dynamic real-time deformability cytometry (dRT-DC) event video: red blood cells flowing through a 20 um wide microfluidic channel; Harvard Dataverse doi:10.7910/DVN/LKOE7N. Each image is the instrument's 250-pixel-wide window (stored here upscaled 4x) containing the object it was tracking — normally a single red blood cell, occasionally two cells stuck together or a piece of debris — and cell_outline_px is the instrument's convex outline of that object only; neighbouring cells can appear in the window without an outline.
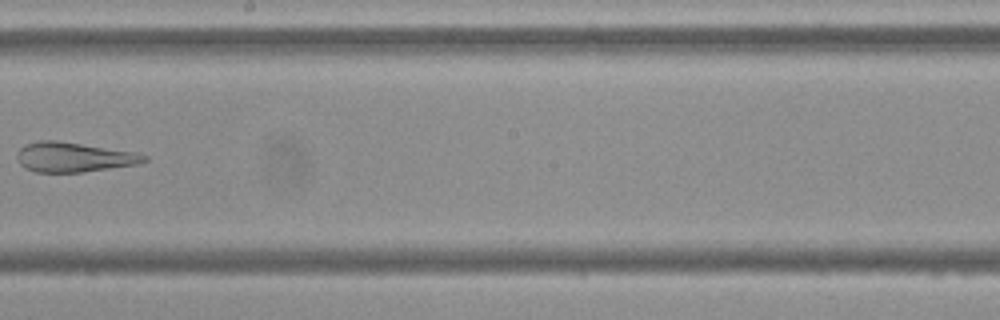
{"species": "Egyptian fruit bat (a non-hibernating species)", "species_latin": "Rousettus aegyptiacus", "temperature_condition": "cold", "stored_images_in_passage": 9, "camera_frame_rate_fps": 3000, "um_per_image_px": 0.085, "frame": {"image": 1, "passage_image": 8, "time_ms": 9.333, "image_size_px": [1000, 320], "cell_outline_px": [[148, 160], [140, 164], [84, 172], [36, 172], [24, 168], [20, 164], [16, 156], [16, 152], [24, 144], [40, 140], [56, 140], [136, 152], [148, 156]], "centroid_in_image_um": [6.27, 13.36], "position_along_channel_um": 241.9, "area_um2": 22.25}}